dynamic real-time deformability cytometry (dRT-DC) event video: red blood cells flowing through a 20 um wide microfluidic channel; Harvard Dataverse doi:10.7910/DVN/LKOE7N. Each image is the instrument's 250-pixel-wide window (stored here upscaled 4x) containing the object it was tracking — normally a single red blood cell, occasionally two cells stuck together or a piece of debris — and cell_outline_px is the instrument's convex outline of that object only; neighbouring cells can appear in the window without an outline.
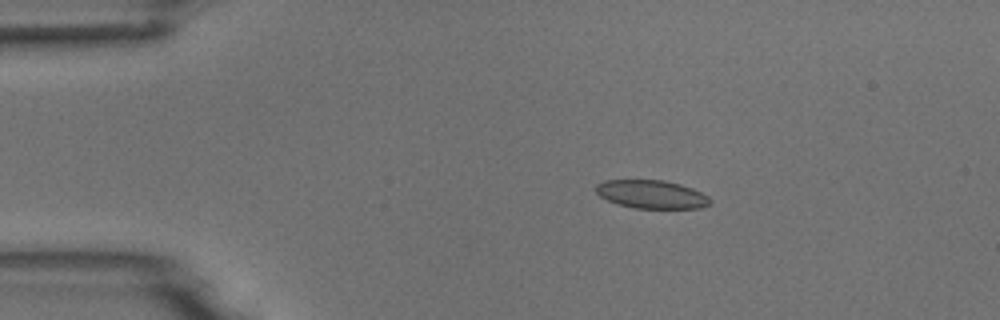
{"species": "common noctule bat (a hibernating species)", "species_latin": "Nyctalus noctula", "temperature_condition": "room temperature", "stored_images_in_passage": 3, "camera_frame_rate_fps": 3000, "um_per_image_px": 0.085, "animal": {"sex": "male", "body_mass_g": 18.8}, "frame": {"image": 1, "passage_image": 1, "time_ms": 0.0, "image_size_px": [1000, 320], "cell_outline_px": [[712, 200], [708, 204], [700, 208], [636, 208], [616, 204], [600, 196], [596, 192], [596, 184], [604, 180], [664, 180], [680, 184], [692, 188], [708, 196]], "centroid_in_image_um": [55.36, 16.51], "position_along_channel_um": 29.6, "area_um2": 18.79}}